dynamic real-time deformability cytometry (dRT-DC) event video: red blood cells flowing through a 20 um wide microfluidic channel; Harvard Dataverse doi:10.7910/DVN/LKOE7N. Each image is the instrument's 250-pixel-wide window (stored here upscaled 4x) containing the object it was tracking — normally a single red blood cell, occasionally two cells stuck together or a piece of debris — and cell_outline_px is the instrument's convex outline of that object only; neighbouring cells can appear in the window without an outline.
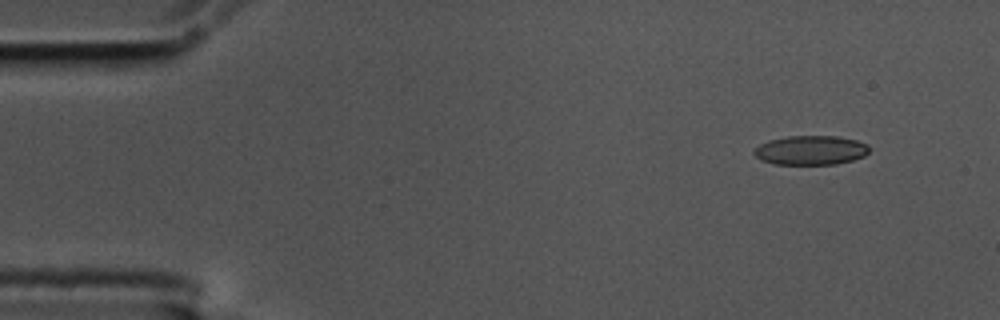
{"species": "common noctule bat (a hibernating species)", "species_latin": "Nyctalus noctula", "temperature_condition": "cold", "stored_images_in_passage": 52, "camera_frame_rate_fps": 3000, "um_per_image_px": 0.085, "animal": {"sex": "male", "body_mass_g": 17.5, "forearm_length_mm": 52.3}, "frame": {"image": 1, "passage_image": 1, "time_ms": 0.0, "image_size_px": [1000, 320], "cell_outline_px": [[868, 152], [864, 156], [852, 160], [836, 164], [776, 164], [760, 160], [752, 152], [760, 144], [768, 140], [788, 136], [840, 136], [856, 140], [868, 144]], "centroid_in_image_um": [68.91, 12.76], "position_along_channel_um": 16.1, "area_um2": 19.65}}
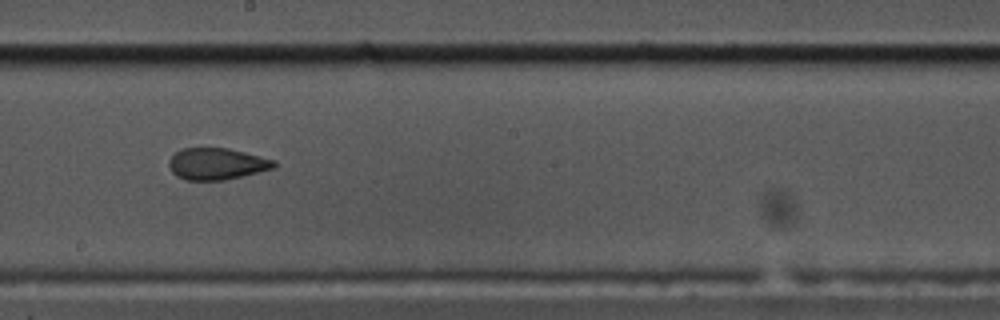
{"frame": {"image": 2, "passage_image": 27, "time_ms": 8.667, "image_size_px": [1000, 320], "cell_outline_px": [[276, 168], [224, 180], [188, 180], [176, 176], [172, 172], [168, 164], [168, 160], [180, 148], [228, 148], [276, 160]], "centroid_in_image_um": [18.42, 13.92], "position_along_channel_um": 229.8, "area_um2": 19.42}}
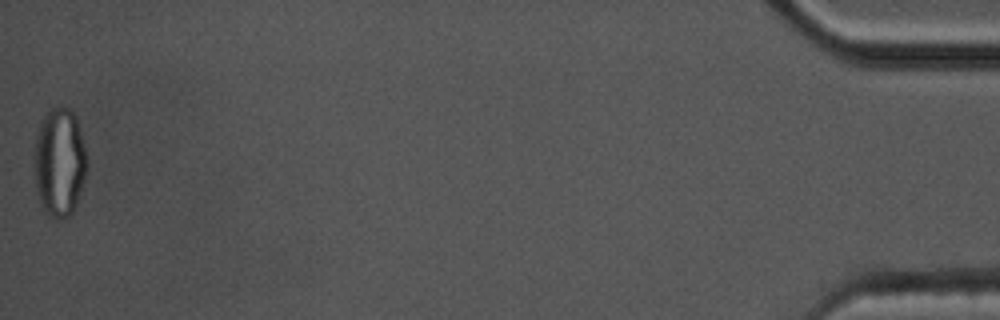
{"frame": {"image": 3, "passage_image": 52, "time_ms": 17.0, "image_size_px": [1000, 320], "cell_outline_px": [[88, 168], [76, 204], [72, 212], [64, 220], [56, 220], [48, 216], [40, 208], [36, 192], [32, 164], [36, 128], [40, 120], [52, 108], [60, 104], [68, 108], [76, 116], [88, 160]], "centroid_in_image_um": [5.01, 13.82], "position_along_channel_um": 430.2, "area_um2": 34.74}, "authors_computed_cell_mechanics": {"area_um2": 20.3456, "velocity_mm_per_s": 3.5724, "shape_relaxation_time_tau1_ms": null, "shape_relaxation_time_tau2_ms": 1.897, "deformation_change_tau1": null, "deformation_change_tau2": 0.0867}}